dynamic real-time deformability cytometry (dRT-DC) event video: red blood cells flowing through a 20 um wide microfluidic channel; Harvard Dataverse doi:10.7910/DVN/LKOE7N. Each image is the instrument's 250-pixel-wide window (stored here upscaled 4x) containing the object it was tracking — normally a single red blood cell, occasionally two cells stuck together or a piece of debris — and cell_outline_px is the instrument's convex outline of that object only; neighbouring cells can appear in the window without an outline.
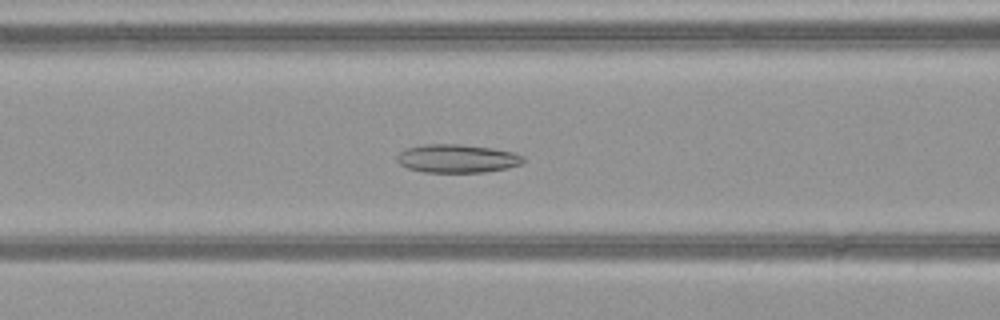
{"species": "common noctule bat (a hibernating species)", "species_latin": "Nyctalus noctula", "temperature_condition": "warm", "stored_images_in_passage": 53, "camera_frame_rate_fps": 3000, "um_per_image_px": 0.085, "animal": {"sex": "female", "body_mass_g": 21.9}, "frame": {"image": 1, "passage_image": 23, "time_ms": 7.333, "image_size_px": [1000, 320], "cell_outline_px": [[524, 160], [520, 164], [508, 168], [484, 172], [424, 172], [408, 168], [400, 164], [396, 160], [396, 156], [404, 148], [424, 144], [460, 144], [492, 148], [516, 152], [524, 156]], "centroid_in_image_um": [38.85, 13.46], "position_along_channel_um": 127.7, "area_um2": 21.04}}
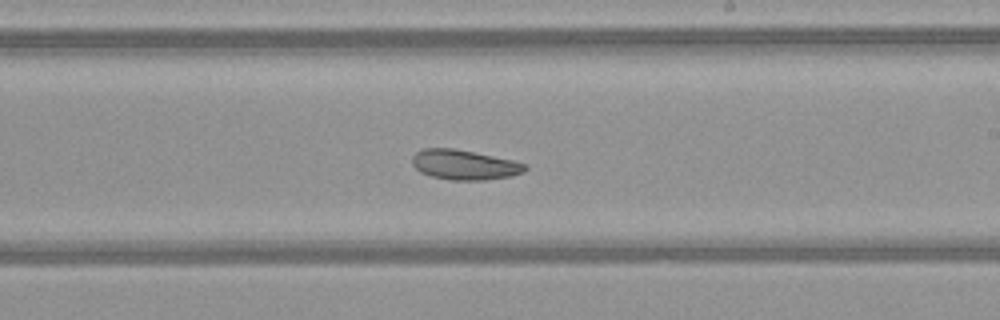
{"frame": {"image": 2, "passage_image": 32, "time_ms": 10.333, "image_size_px": [1000, 320], "cell_outline_px": [[528, 168], [524, 172], [512, 176], [484, 180], [448, 180], [432, 176], [420, 172], [412, 164], [412, 156], [416, 152], [424, 148], [456, 148], [512, 160], [528, 164]], "centroid_in_image_um": [39.48, 14.0], "position_along_channel_um": 249.5, "area_um2": 19.83}}
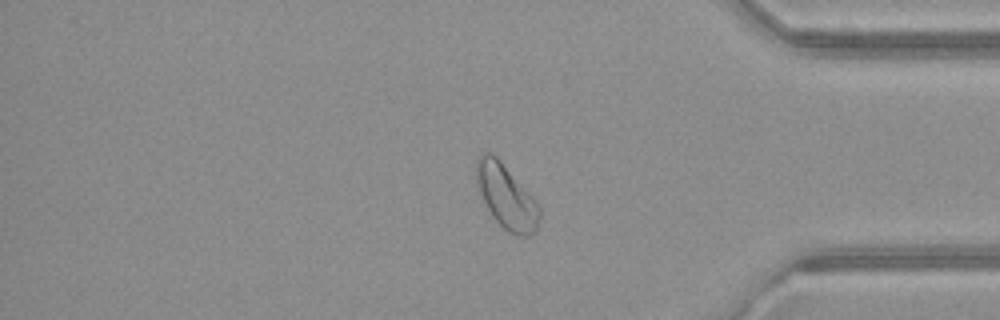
{"frame": {"image": 3, "passage_image": 44, "time_ms": 14.333, "image_size_px": [1000, 320], "cell_outline_px": [[540, 220], [532, 236], [516, 236], [508, 232], [492, 216], [476, 188], [476, 160], [480, 152], [488, 152], [496, 156], [500, 160], [536, 200], [540, 208]], "centroid_in_image_um": [43.02, 16.71], "position_along_channel_um": 392.2, "area_um2": 23.76}}